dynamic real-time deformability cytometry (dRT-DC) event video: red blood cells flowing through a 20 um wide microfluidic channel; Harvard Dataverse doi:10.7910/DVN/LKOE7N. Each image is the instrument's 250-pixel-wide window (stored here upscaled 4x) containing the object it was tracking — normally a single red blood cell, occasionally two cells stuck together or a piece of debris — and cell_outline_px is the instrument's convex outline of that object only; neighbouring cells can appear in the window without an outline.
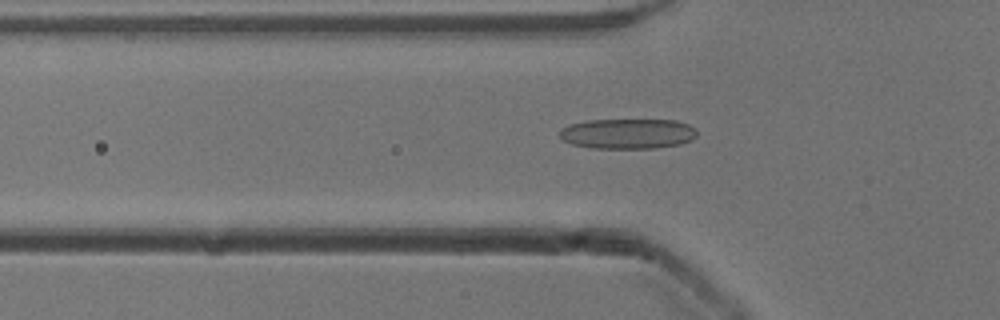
{"species": "common noctule bat (a hibernating species)", "species_latin": "Nyctalus noctula", "temperature_condition": "cold", "stored_images_in_passage": 48, "camera_frame_rate_fps": 3000, "um_per_image_px": 0.085, "animal": {"sex": "male", "body_mass_g": 13.3}, "frame": {"image": 1, "passage_image": 17, "time_ms": 5.333, "image_size_px": [1000, 320], "cell_outline_px": [[696, 136], [692, 140], [680, 144], [652, 148], [592, 148], [572, 144], [564, 140], [560, 136], [560, 128], [572, 124], [588, 120], [676, 120], [688, 124], [696, 128]], "centroid_in_image_um": [53.38, 11.36], "position_along_channel_um": 72.4, "area_um2": 24.1}}
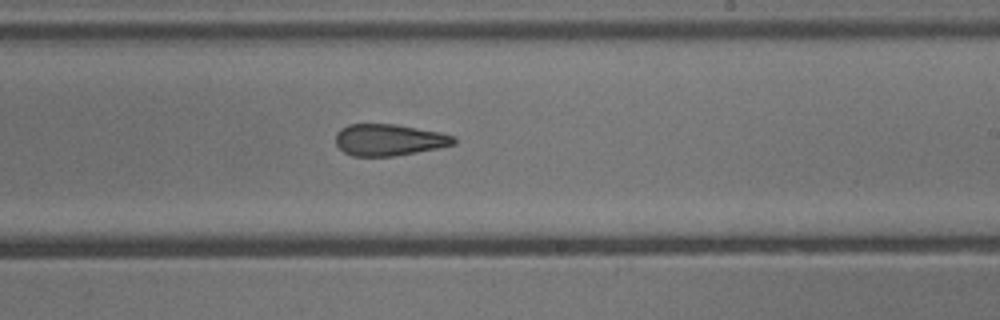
{"frame": {"image": 2, "passage_image": 31, "time_ms": 10.0, "image_size_px": [1000, 320], "cell_outline_px": [[456, 144], [416, 152], [392, 156], [352, 156], [344, 152], [336, 144], [336, 132], [340, 128], [348, 124], [396, 124], [440, 132], [456, 136]], "centroid_in_image_um": [33.06, 11.88], "position_along_channel_um": 255.9, "area_um2": 21.79}}
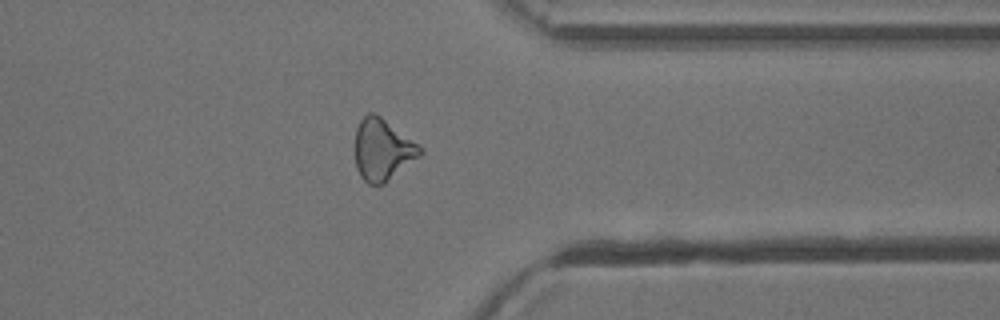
{"frame": {"image": 3, "passage_image": 41, "time_ms": 13.333, "image_size_px": [1000, 320], "cell_outline_px": [[424, 152], [420, 156], [384, 184], [368, 184], [360, 176], [356, 168], [356, 128], [360, 120], [368, 112], [376, 112], [420, 144], [424, 148]], "centroid_in_image_um": [32.55, 12.7], "position_along_channel_um": 378.9, "area_um2": 23.64}}